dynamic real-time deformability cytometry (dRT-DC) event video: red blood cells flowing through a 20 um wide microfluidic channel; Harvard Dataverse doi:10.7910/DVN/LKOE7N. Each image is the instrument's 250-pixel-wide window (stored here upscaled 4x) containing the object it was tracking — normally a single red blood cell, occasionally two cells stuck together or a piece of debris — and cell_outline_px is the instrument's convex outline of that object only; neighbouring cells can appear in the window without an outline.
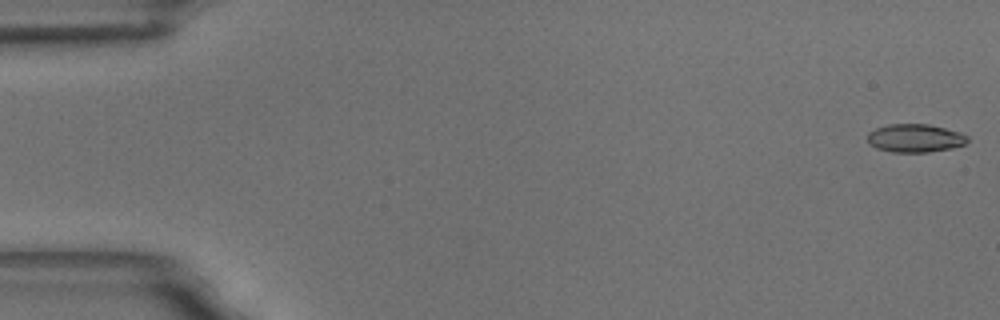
{"species": "common noctule bat (a hibernating species)", "species_latin": "Nyctalus noctula", "temperature_condition": "room temperature", "stored_images_in_passage": 8, "camera_frame_rate_fps": 3000, "um_per_image_px": 0.085, "animal": {"sex": "male", "body_mass_g": 18.8}, "frame": {"image": 1, "passage_image": 1, "time_ms": 0.0, "image_size_px": [1000, 320], "cell_outline_px": [[968, 140], [964, 144], [952, 148], [928, 152], [892, 152], [876, 148], [868, 144], [868, 132], [876, 128], [888, 124], [928, 124], [960, 132], [968, 136]], "centroid_in_image_um": [77.76, 11.74], "position_along_channel_um": 7.2, "area_um2": 16.47}}